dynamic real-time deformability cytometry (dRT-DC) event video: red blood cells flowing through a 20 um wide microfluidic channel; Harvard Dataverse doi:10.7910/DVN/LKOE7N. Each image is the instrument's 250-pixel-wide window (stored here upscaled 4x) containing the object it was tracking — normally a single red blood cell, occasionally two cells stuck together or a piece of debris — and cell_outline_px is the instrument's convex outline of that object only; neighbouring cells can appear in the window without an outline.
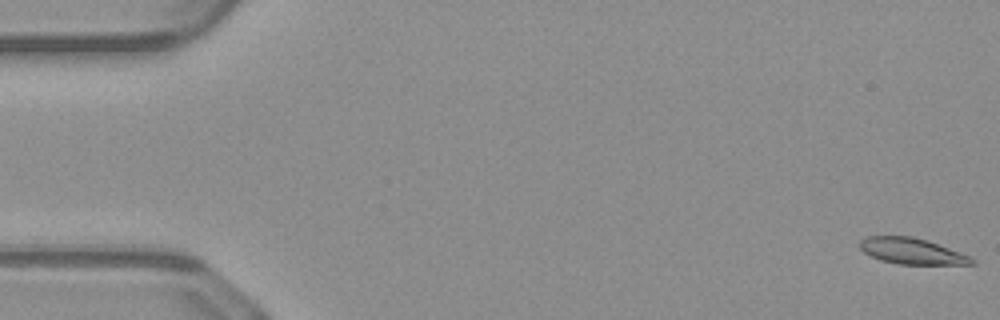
{"species": "common noctule bat (a hibernating species)", "species_latin": "Nyctalus noctula", "temperature_condition": "warm", "stored_images_in_passage": 52, "camera_frame_rate_fps": 3000, "um_per_image_px": 0.085, "animal": {"sex": "male", "body_mass_g": 23.1, "forearm_length_mm": 52.7}, "frame": {"image": 1, "passage_image": 1, "time_ms": 0.0, "image_size_px": [1000, 320], "cell_outline_px": [[976, 264], [900, 264], [880, 260], [864, 252], [860, 248], [860, 240], [864, 236], [912, 236], [928, 240], [972, 256], [976, 260]], "centroid_in_image_um": [77.54, 21.34], "position_along_channel_um": 7.5, "area_um2": 17.11}}
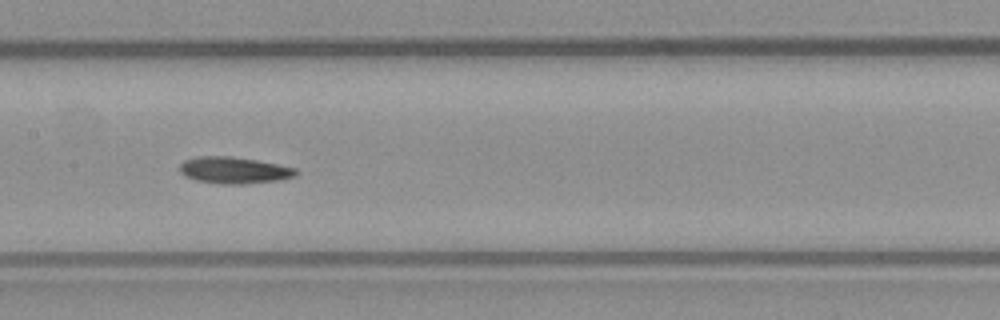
{"frame": {"image": 2, "passage_image": 25, "time_ms": 8.0, "image_size_px": [1000, 320], "cell_outline_px": [[300, 172], [296, 176], [280, 180], [244, 184], [220, 184], [196, 180], [184, 176], [180, 172], [180, 164], [184, 160], [196, 156], [232, 156], [256, 160], [296, 168]], "centroid_in_image_um": [19.9, 14.47], "position_along_channel_um": 187.5, "area_um2": 18.21}}
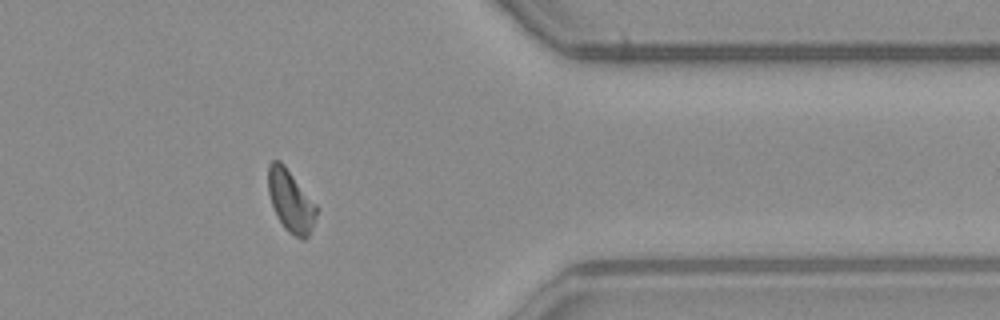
{"frame": {"image": 3, "passage_image": 41, "time_ms": 13.333, "image_size_px": [1000, 320], "cell_outline_px": [[320, 208], [312, 228], [308, 236], [304, 240], [300, 240], [288, 232], [284, 228], [276, 216], [268, 192], [268, 164], [272, 160], [280, 160], [284, 164]], "centroid_in_image_um": [24.73, 17.1], "position_along_channel_um": 386.7, "area_um2": 17.86}, "authors_computed_cell_mechanics": {"area_um2": 17.5712, "velocity_mm_per_s": 4.09, "shape_relaxation_time_tau1_ms": 5.0854, "shape_relaxation_time_tau2_ms": 2.2951, "deformation_change_tau1": 0.1284, "deformation_change_tau2": 0.0842}}